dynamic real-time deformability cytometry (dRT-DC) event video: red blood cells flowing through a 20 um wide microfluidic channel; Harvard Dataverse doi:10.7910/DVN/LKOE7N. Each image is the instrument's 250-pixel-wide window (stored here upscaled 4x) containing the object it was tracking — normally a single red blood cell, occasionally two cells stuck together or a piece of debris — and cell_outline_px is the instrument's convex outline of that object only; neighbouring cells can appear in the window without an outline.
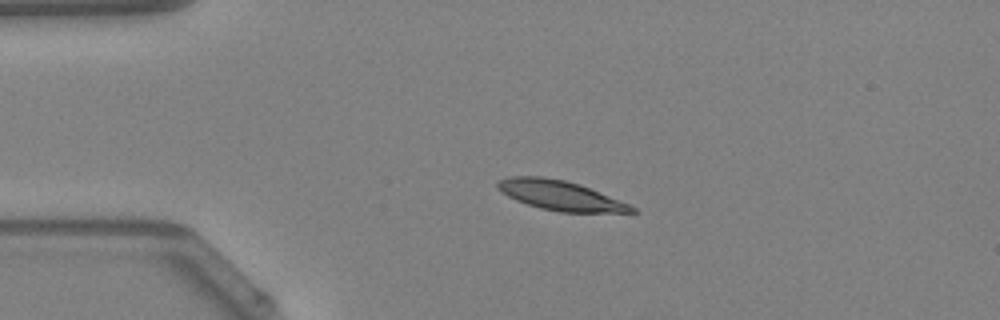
{"species": "Egyptian fruit bat (a non-hibernating species)", "species_latin": "Rousettus aegyptiacus", "temperature_condition": "warm", "stored_images_in_passage": 39, "camera_frame_rate_fps": 3000, "um_per_image_px": 0.085, "animal": {"sex": "female"}, "frame": {"image": 1, "passage_image": 1, "time_ms": 0.0, "image_size_px": [1000, 320], "cell_outline_px": [[636, 212], [560, 212], [540, 208], [516, 200], [508, 196], [496, 188], [496, 184], [500, 180], [512, 176], [544, 176], [564, 180], [580, 184], [628, 204], [636, 208]], "centroid_in_image_um": [47.58, 16.6], "position_along_channel_um": 37.4, "area_um2": 22.89}}
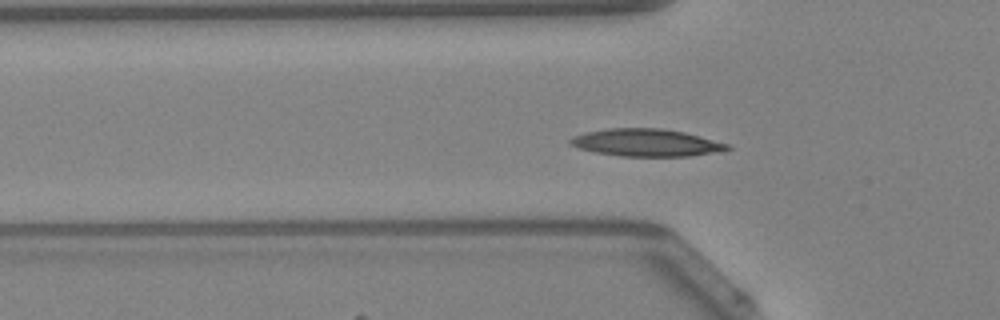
{"frame": {"image": 2, "passage_image": 6, "time_ms": 1.667, "image_size_px": [1000, 320], "cell_outline_px": [[732, 148], [724, 152], [692, 156], [620, 156], [592, 152], [568, 144], [568, 140], [572, 136], [584, 132], [608, 128], [664, 128], [684, 132], [728, 144]], "centroid_in_image_um": [54.92, 12.13], "position_along_channel_um": 70.9, "area_um2": 25.43}}
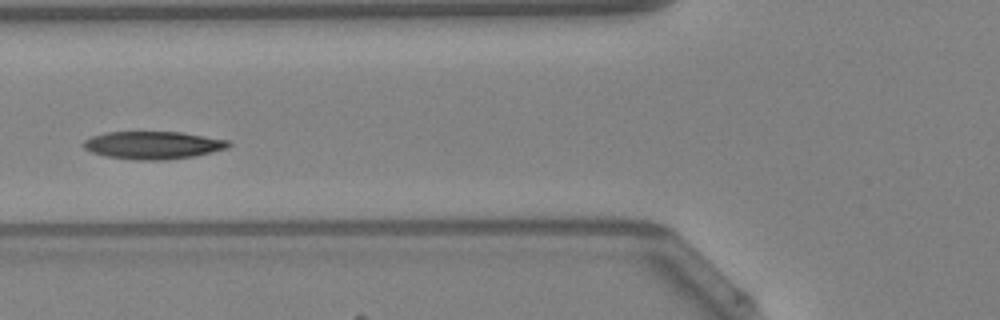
{"frame": {"image": 3, "passage_image": 9, "time_ms": 2.667, "image_size_px": [1000, 320], "cell_outline_px": [[232, 144], [228, 148], [212, 152], [192, 156], [164, 160], [136, 160], [104, 156], [92, 152], [84, 148], [80, 144], [84, 140], [92, 136], [108, 132], [180, 132], [232, 140]], "centroid_in_image_um": [13.02, 12.33], "position_along_channel_um": 112.8, "area_um2": 23.58}, "authors_computed_cell_mechanics": {"area_um2": 22.8888, "velocity_mm_per_s": 4.1977, "shape_relaxation_time_tau1_ms": 3.2121, "shape_relaxation_time_tau2_ms": null, "deformation_change_tau1": 0.0938, "deformation_change_tau2": null}}